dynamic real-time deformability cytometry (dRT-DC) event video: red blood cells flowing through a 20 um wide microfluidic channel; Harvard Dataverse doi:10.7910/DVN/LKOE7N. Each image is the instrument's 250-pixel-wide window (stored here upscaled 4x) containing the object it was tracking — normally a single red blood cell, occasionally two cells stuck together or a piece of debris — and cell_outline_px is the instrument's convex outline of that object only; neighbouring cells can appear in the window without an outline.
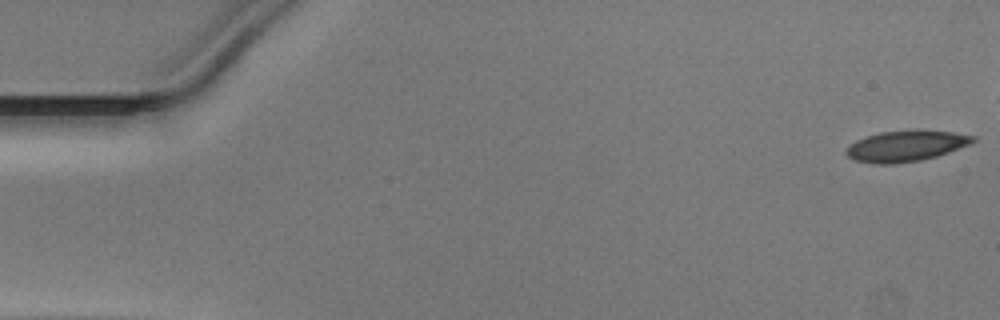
{"species": "Egyptian fruit bat (a non-hibernating species)", "species_latin": "Rousettus aegyptiacus", "temperature_condition": "warm", "stored_images_in_passage": 45, "camera_frame_rate_fps": 3000, "um_per_image_px": 0.085, "animal": {"sex": "male"}, "frame": {"image": 1, "passage_image": 1, "time_ms": 0.0, "image_size_px": [1000, 320], "cell_outline_px": [[976, 140], [972, 144], [936, 156], [920, 160], [896, 164], [872, 164], [856, 160], [848, 156], [844, 152], [856, 140], [864, 136], [880, 132], [912, 128], [916, 128], [952, 132], [976, 136]], "centroid_in_image_um": [77.03, 12.38], "position_along_channel_um": 8.0, "area_um2": 23.29}}
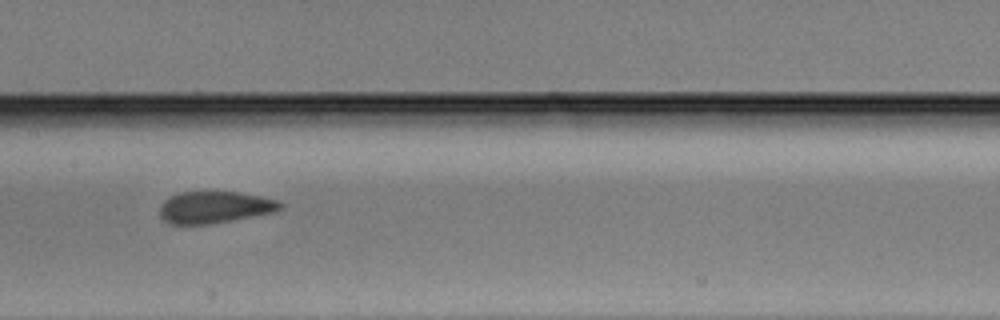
{"frame": {"image": 2, "passage_image": 25, "time_ms": 8.0, "image_size_px": [1000, 320], "cell_outline_px": [[284, 208], [276, 212], [232, 220], [208, 224], [172, 224], [164, 220], [160, 216], [160, 204], [164, 200], [180, 192], [236, 192], [260, 196], [276, 200], [284, 204]], "centroid_in_image_um": [18.27, 17.62], "position_along_channel_um": 189.1, "area_um2": 22.31}}
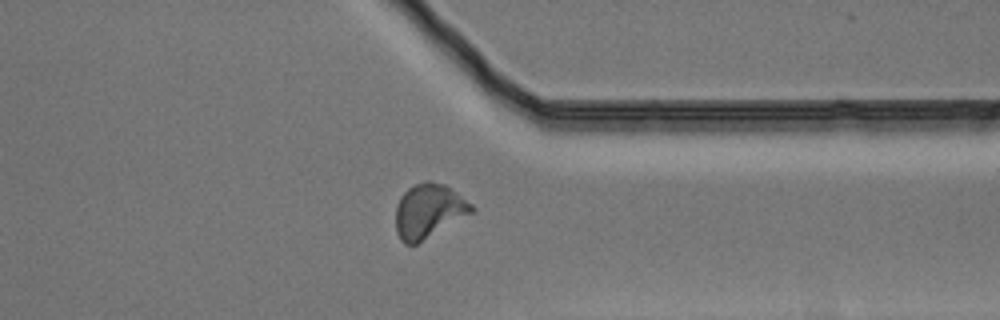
{"frame": {"image": 3, "passage_image": 39, "time_ms": 12.667, "image_size_px": [1000, 320], "cell_outline_px": [[476, 208], [472, 212], [416, 244], [404, 244], [400, 240], [396, 232], [396, 204], [400, 196], [408, 188], [416, 184], [428, 180], [432, 180], [444, 184], [472, 204]], "centroid_in_image_um": [36.4, 17.92], "position_along_channel_um": 375.0, "area_um2": 23.7}}